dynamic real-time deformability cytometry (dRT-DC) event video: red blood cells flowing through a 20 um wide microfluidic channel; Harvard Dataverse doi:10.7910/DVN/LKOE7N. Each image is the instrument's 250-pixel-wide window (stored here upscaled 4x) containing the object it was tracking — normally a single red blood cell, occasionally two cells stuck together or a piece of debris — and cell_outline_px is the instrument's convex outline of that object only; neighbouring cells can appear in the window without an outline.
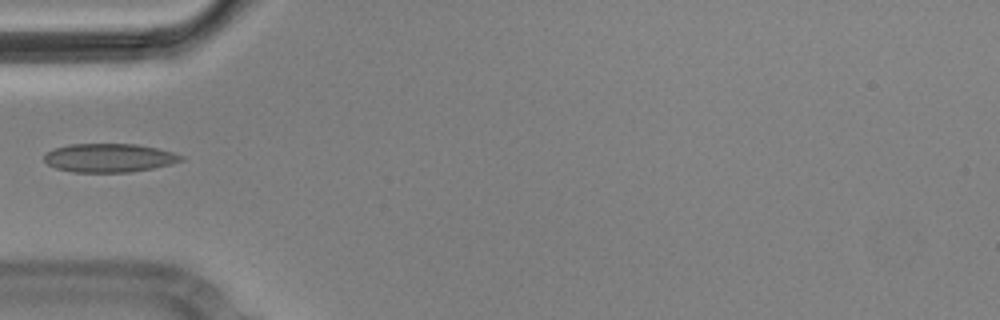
{"species": "Egyptian fruit bat (a non-hibernating species)", "species_latin": "Rousettus aegyptiacus", "temperature_condition": "cold", "stored_images_in_passage": 3, "camera_frame_rate_fps": 3000, "um_per_image_px": 0.085, "animal": {"sex": "male"}, "frame": {"image": 1, "passage_image": 1, "time_ms": 0.0, "image_size_px": [1000, 320], "cell_outline_px": [[184, 160], [172, 164], [152, 168], [128, 172], [72, 172], [56, 168], [48, 164], [44, 160], [44, 156], [48, 152], [56, 148], [68, 144], [136, 144], [156, 148], [172, 152], [184, 156]], "centroid_in_image_um": [9.29, 13.42], "position_along_channel_um": 75.7, "area_um2": 22.72}}